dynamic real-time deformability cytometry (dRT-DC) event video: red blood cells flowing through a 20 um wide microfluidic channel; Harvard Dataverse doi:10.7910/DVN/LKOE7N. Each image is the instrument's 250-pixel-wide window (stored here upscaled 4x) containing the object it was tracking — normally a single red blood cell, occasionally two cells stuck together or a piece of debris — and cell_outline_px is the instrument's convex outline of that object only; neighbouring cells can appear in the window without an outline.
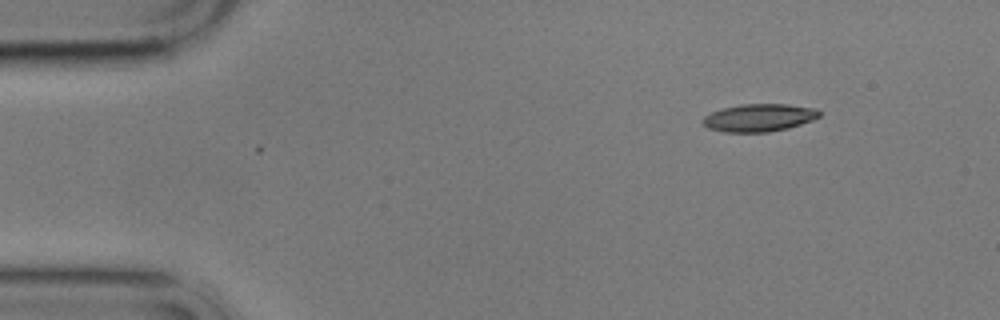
{"species": "common noctule bat (a hibernating species)", "species_latin": "Nyctalus noctula", "temperature_condition": "cold", "stored_images_in_passage": 3, "camera_frame_rate_fps": 3000, "um_per_image_px": 0.085, "animal": {"sex": "male", "body_mass_g": 17.9}, "frame": {"image": 1, "passage_image": 3, "time_ms": 2.333, "image_size_px": [1000, 320], "cell_outline_px": [[820, 116], [812, 120], [788, 128], [768, 132], [724, 132], [708, 128], [700, 120], [704, 116], [712, 112], [724, 108], [740, 104], [788, 104], [816, 108], [820, 112]], "centroid_in_image_um": [64.51, 10.0], "position_along_channel_um": 20.5, "area_um2": 18.79}}